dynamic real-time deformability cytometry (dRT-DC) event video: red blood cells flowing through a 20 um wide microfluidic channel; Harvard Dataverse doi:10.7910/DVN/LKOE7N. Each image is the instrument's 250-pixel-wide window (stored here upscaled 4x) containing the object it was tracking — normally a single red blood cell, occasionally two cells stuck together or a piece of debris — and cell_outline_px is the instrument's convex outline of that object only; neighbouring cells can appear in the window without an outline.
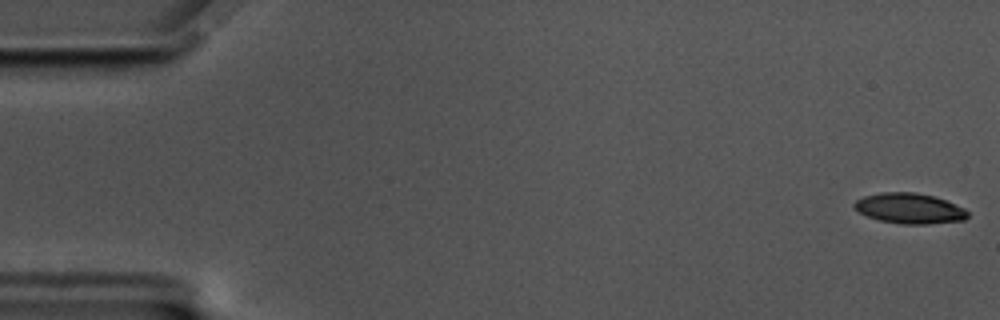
{"species": "common noctule bat (a hibernating species)", "species_latin": "Nyctalus noctula", "temperature_condition": "cold", "stored_images_in_passage": 57, "camera_frame_rate_fps": 3000, "um_per_image_px": 0.085, "animal": {"sex": "male", "body_mass_g": 17.5, "forearm_length_mm": 52.3}, "frame": {"image": 1, "passage_image": 1, "time_ms": 0.0, "image_size_px": [1000, 320], "cell_outline_px": [[968, 216], [964, 220], [928, 224], [900, 224], [880, 220], [868, 216], [860, 212], [852, 204], [856, 200], [864, 196], [880, 192], [916, 192], [936, 196], [964, 208], [968, 212]], "centroid_in_image_um": [77.32, 17.7], "position_along_channel_um": 7.7, "area_um2": 20.11}}
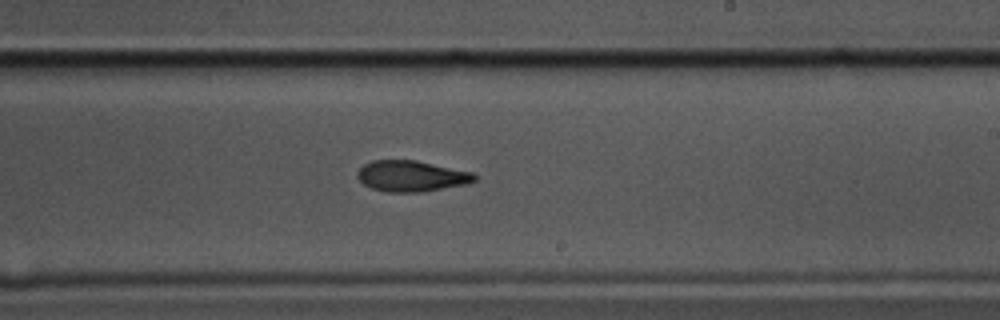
{"frame": {"image": 2, "passage_image": 34, "time_ms": 11.0, "image_size_px": [1000, 320], "cell_outline_px": [[476, 180], [468, 184], [420, 192], [388, 192], [372, 188], [364, 184], [356, 176], [356, 172], [364, 164], [372, 160], [416, 160], [472, 172], [476, 176]], "centroid_in_image_um": [34.96, 14.96], "position_along_channel_um": 254.0, "area_um2": 21.1}}
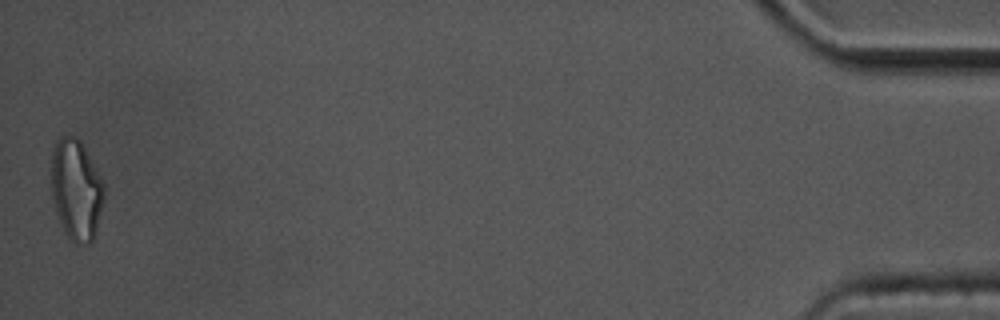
{"frame": {"image": 3, "passage_image": 57, "time_ms": 18.667, "image_size_px": [1000, 320], "cell_outline_px": [[104, 200], [92, 240], [88, 244], [76, 244], [64, 232], [56, 212], [52, 200], [48, 168], [52, 148], [56, 140], [60, 136], [76, 136], [80, 140], [100, 176], [104, 184]], "centroid_in_image_um": [6.41, 16.07], "position_along_channel_um": 428.8, "area_um2": 31.5}, "authors_computed_cell_mechanics": {"area_um2": 21.7906, "velocity_mm_per_s": 3.5075, "shape_relaxation_time_tau1_ms": 5.5468, "shape_relaxation_time_tau2_ms": 5.9116, "deformation_change_tau1": 0.149, "deformation_change_tau2": 0.1426}}